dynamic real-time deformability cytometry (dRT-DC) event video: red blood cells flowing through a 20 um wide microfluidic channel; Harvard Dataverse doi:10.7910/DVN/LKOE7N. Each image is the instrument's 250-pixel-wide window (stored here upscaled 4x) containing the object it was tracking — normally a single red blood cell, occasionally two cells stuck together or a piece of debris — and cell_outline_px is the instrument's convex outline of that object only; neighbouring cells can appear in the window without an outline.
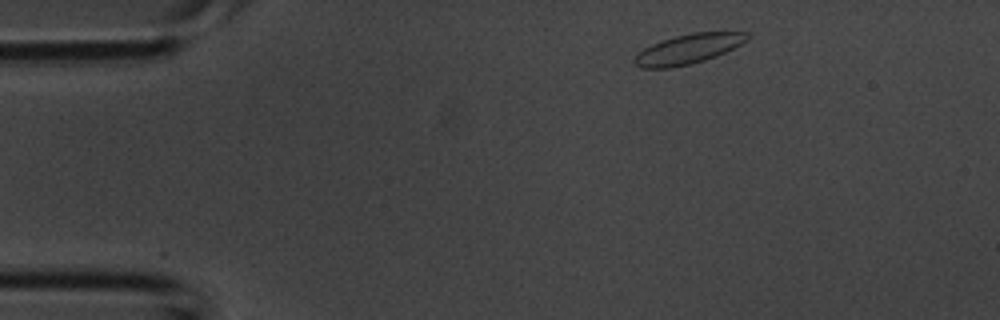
{"species": "common noctule bat (a hibernating species)", "species_latin": "Nyctalus noctula", "temperature_condition": "room temperature", "stored_images_in_passage": 3, "camera_frame_rate_fps": 3000, "um_per_image_px": 0.085, "animal": {"sex": "male", "body_mass_g": 20.1, "forearm_length_mm": 53.5}, "frame": {"image": 1, "passage_image": 1, "time_ms": 0.0, "image_size_px": [1000, 320], "cell_outline_px": [[752, 36], [748, 40], [716, 56], [704, 60], [672, 68], [640, 68], [632, 64], [632, 60], [644, 48], [652, 44], [676, 36], [692, 32], [752, 32]], "centroid_in_image_um": [58.51, 4.16], "position_along_channel_um": 26.5, "area_um2": 19.48}}